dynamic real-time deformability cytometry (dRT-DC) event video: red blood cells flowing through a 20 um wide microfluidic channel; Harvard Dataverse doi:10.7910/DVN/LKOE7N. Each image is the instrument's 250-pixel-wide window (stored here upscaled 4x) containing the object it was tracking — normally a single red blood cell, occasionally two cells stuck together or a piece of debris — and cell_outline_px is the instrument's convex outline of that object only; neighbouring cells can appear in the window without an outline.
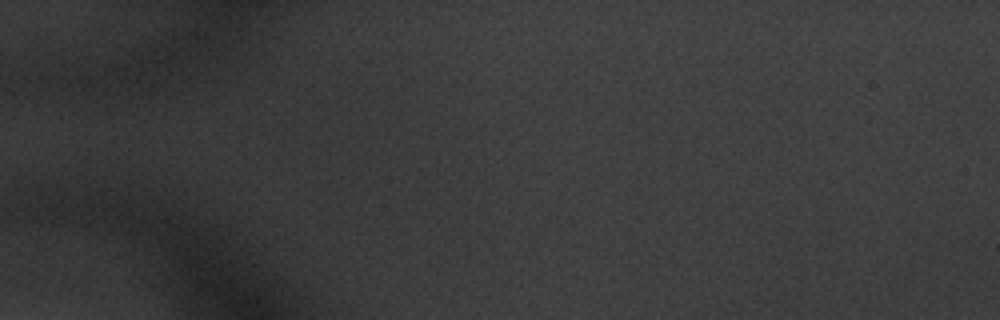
{"species": "common noctule bat (a hibernating species)", "species_latin": "Nyctalus noctula", "temperature_condition": "warm", "stored_images_in_passage": 1, "camera_frame_rate_fps": 3000, "um_per_image_px": 0.085, "animal": {"sex": "male", "body_mass_g": 20.1, "forearm_length_mm": 53.5}, "frame": {"image": 1, "passage_image": 1, "time_ms": 0.0, "image_size_px": [1000, 320], "cell_outline_px": [[352, 144], [340, 160], [328, 164], [292, 136], [288, 128], [292, 124], [304, 120], [344, 132]], "centroid_in_image_um": [27.32, 11.92], "position_along_channel_um": 57.7, "area_um2": 11.44}}